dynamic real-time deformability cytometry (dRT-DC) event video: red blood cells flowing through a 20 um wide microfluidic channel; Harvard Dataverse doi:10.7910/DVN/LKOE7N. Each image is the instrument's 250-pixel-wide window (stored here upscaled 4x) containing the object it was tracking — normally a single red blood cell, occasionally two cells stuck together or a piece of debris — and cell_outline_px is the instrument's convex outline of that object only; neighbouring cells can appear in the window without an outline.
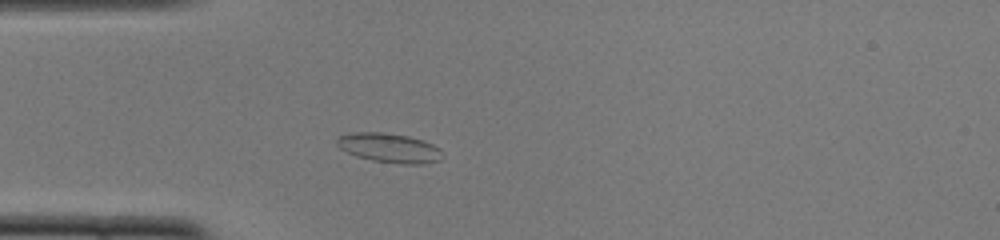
{"species": "common noctule bat (a hibernating species)", "species_latin": "Nyctalus noctula", "temperature_condition": "cold", "stored_images_in_passage": 46, "camera_frame_rate_fps": 3000, "um_per_image_px": 0.085, "animal": {"sex": "female", "body_mass_g": 22.0, "forearm_length_mm": 56.7}, "frame": {"image": 1, "passage_image": 9, "time_ms": 2.667, "image_size_px": [1000, 240], "cell_outline_px": [[444, 156], [440, 160], [424, 164], [404, 164], [372, 160], [356, 156], [340, 148], [336, 144], [336, 136], [352, 132], [380, 132], [408, 136], [432, 144], [440, 148]], "centroid_in_image_um": [33.08, 12.57], "position_along_channel_um": 51.9, "area_um2": 18.09}}
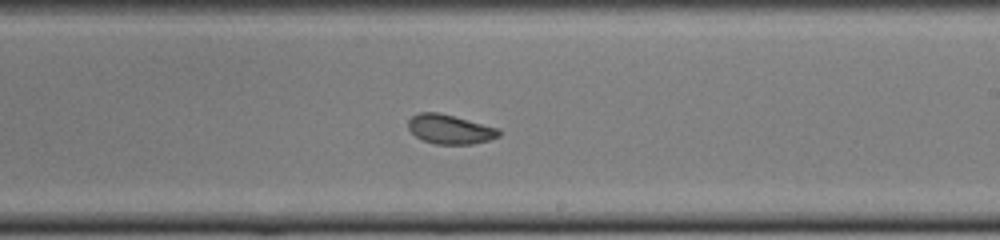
{"frame": {"image": 2, "passage_image": 25, "time_ms": 8.0, "image_size_px": [1000, 240], "cell_outline_px": [[500, 136], [488, 140], [472, 144], [436, 144], [424, 140], [416, 136], [408, 128], [408, 120], [412, 116], [420, 112], [436, 112], [500, 128]], "centroid_in_image_um": [38.25, 10.99], "position_along_channel_um": 250.7, "area_um2": 15.32}}
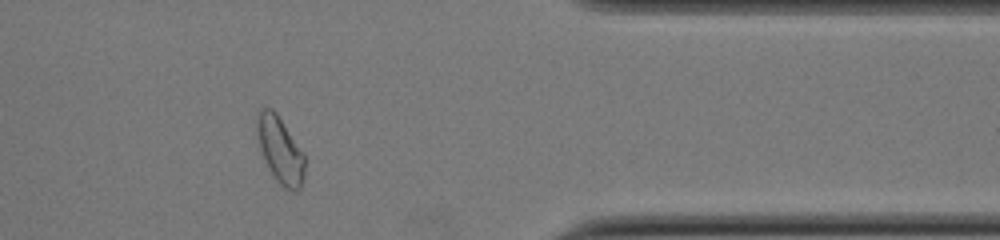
{"frame": {"image": 3, "passage_image": 37, "time_ms": 12.0, "image_size_px": [1000, 240], "cell_outline_px": [[304, 176], [300, 188], [296, 192], [284, 188], [276, 180], [264, 160], [260, 148], [256, 132], [256, 120], [260, 108], [272, 108], [276, 112], [304, 152]], "centroid_in_image_um": [23.81, 12.74], "position_along_channel_um": 387.6, "area_um2": 18.55}, "authors_computed_cell_mechanics": {"area_um2": 17.3978, "velocity_mm_per_s": 3.8791, "shape_relaxation_time_tau1_ms": 7.4997, "shape_relaxation_time_tau2_ms": 1.316, "deformation_change_tau1": 0.1051, "deformation_change_tau2": 0.0581}}